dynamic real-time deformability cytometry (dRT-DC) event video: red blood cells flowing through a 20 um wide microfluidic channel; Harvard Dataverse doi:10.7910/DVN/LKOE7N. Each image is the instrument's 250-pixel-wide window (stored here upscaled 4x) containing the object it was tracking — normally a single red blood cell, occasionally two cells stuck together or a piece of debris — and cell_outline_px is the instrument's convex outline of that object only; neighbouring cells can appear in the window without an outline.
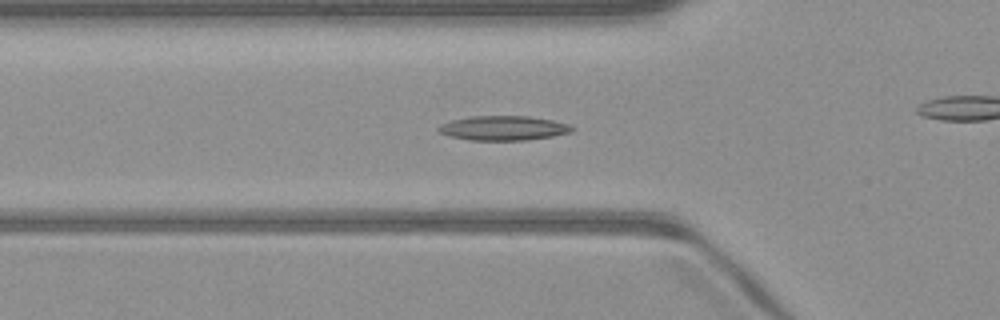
{"species": "common noctule bat (a hibernating species)", "species_latin": "Nyctalus noctula", "temperature_condition": "warm", "stored_images_in_passage": 51, "camera_frame_rate_fps": 3000, "um_per_image_px": 0.085, "animal": {"sex": "male", "body_mass_g": 23.1, "forearm_length_mm": 52.7}, "frame": {"image": 1, "passage_image": 17, "time_ms": 5.333, "image_size_px": [1000, 320], "cell_outline_px": [[576, 128], [572, 132], [552, 136], [524, 140], [468, 140], [452, 136], [440, 132], [436, 128], [440, 124], [452, 120], [468, 116], [528, 116], [552, 120], [568, 124]], "centroid_in_image_um": [42.79, 10.88], "position_along_channel_um": 83.0, "area_um2": 19.02}}
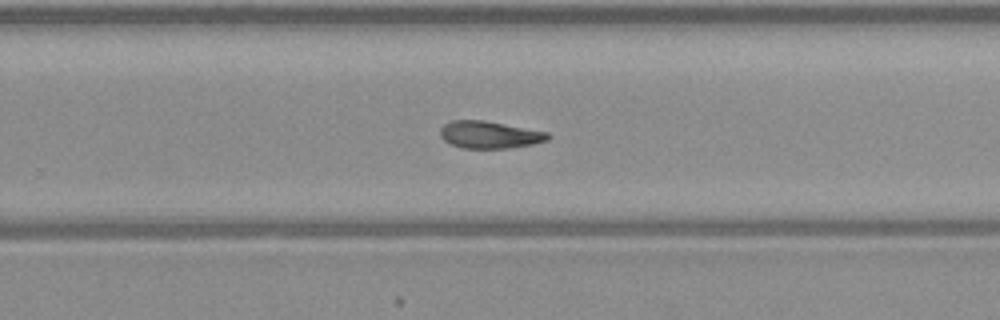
{"frame": {"image": 2, "passage_image": 32, "time_ms": 10.333, "image_size_px": [1000, 320], "cell_outline_px": [[552, 136], [548, 140], [532, 144], [512, 148], [464, 148], [452, 144], [444, 140], [440, 136], [440, 128], [444, 124], [452, 120], [484, 120], [548, 132]], "centroid_in_image_um": [41.62, 11.45], "position_along_channel_um": 288.2, "area_um2": 17.11}}
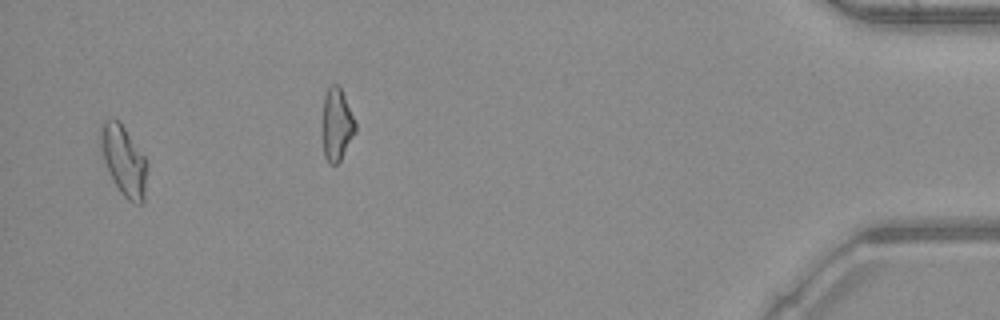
{"frame": {"image": 3, "passage_image": 49, "time_ms": 16.0, "image_size_px": [1000, 320], "cell_outline_px": [[148, 168], [144, 200], [140, 204], [132, 204], [120, 192], [104, 160], [100, 148], [100, 124], [104, 120], [112, 116], [124, 128], [144, 156], [148, 164]], "centroid_in_image_um": [10.53, 13.65], "position_along_channel_um": 424.7, "area_um2": 18.84}}